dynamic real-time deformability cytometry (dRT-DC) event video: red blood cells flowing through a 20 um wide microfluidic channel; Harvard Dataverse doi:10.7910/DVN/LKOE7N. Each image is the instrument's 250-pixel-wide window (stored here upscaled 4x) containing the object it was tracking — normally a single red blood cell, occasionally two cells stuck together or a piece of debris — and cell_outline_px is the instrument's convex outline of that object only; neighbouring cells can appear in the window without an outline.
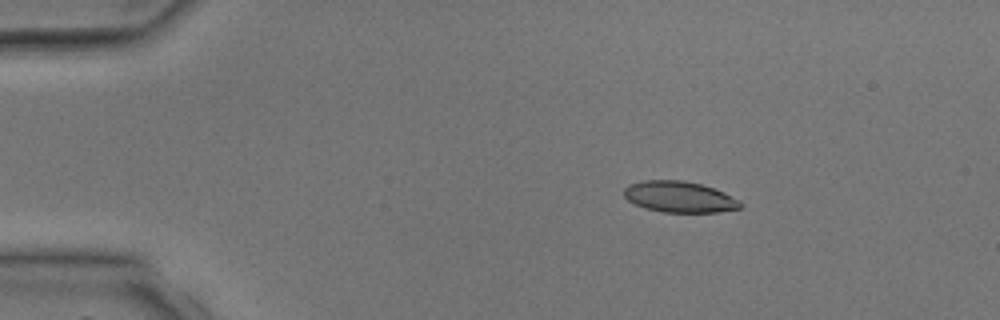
{"species": "common noctule bat (a hibernating species)", "species_latin": "Nyctalus noctula", "temperature_condition": "room temperature", "stored_images_in_passage": 2, "camera_frame_rate_fps": 3000, "um_per_image_px": 0.085, "animal": {"sex": "male", "body_mass_g": 17.9, "forearm_length_mm": 54.2}, "frame": {"image": 1, "passage_image": 1, "time_ms": 0.0, "image_size_px": [1000, 320], "cell_outline_px": [[744, 204], [740, 208], [716, 212], [664, 212], [644, 208], [628, 200], [624, 196], [624, 188], [628, 184], [644, 180], [684, 180], [700, 184], [724, 192], [740, 200]], "centroid_in_image_um": [57.75, 16.73], "position_along_channel_um": 27.3, "area_um2": 21.1}}